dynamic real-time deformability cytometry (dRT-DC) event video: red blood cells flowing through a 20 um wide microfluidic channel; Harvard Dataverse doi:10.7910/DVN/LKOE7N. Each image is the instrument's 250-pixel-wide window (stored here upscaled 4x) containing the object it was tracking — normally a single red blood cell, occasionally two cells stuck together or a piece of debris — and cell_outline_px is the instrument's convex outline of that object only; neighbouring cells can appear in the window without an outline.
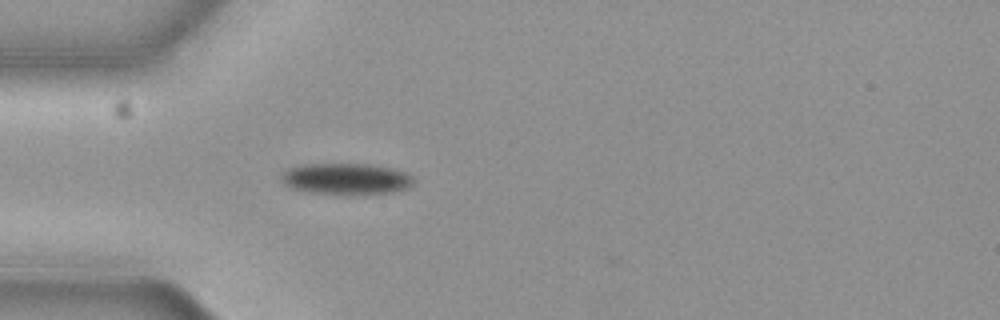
{"species": "common noctule bat (a hibernating species)", "species_latin": "Nyctalus noctula", "temperature_condition": "cold", "stored_images_in_passage": 35, "camera_frame_rate_fps": 3000, "um_per_image_px": 0.085, "animal": {"sex": "female", "body_mass_g": 19.3, "forearm_length_mm": 54.1}, "frame": {"image": 1, "passage_image": 1, "time_ms": 0.0, "image_size_px": [1000, 320], "cell_outline_px": [[412, 184], [408, 188], [392, 192], [364, 196], [348, 196], [308, 192], [292, 188], [284, 184], [280, 180], [280, 176], [288, 168], [304, 164], [368, 164], [392, 168], [404, 172], [412, 176]], "centroid_in_image_um": [29.41, 15.24], "position_along_channel_um": 55.6, "area_um2": 24.74}}
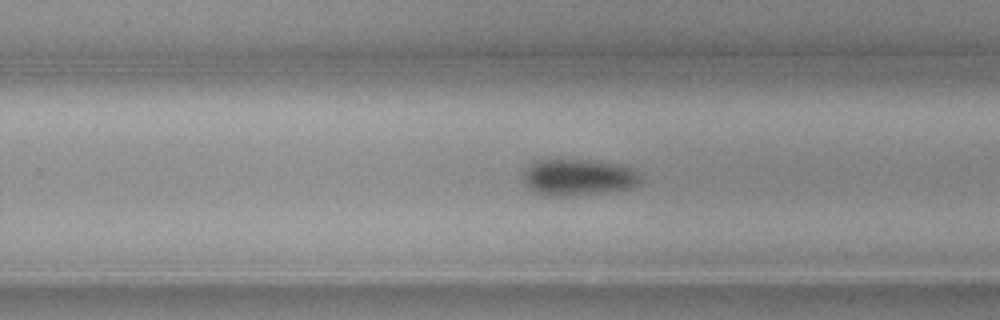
{"frame": {"image": 2, "passage_image": 20, "time_ms": 6.333, "image_size_px": [1000, 320], "cell_outline_px": [[640, 184], [632, 188], [608, 192], [576, 196], [544, 196], [528, 188], [524, 180], [524, 168], [536, 160], [588, 160], [612, 164], [628, 168], [636, 172], [640, 180]], "centroid_in_image_um": [49.1, 15.1], "position_along_channel_um": 280.7, "area_um2": 24.85}}
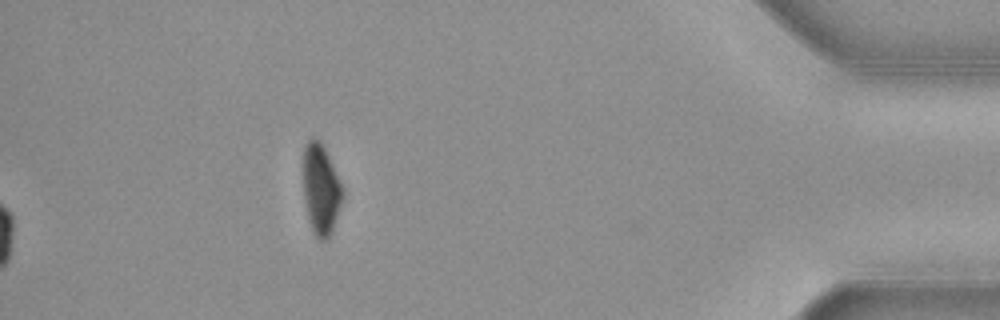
{"frame": {"image": 3, "passage_image": 35, "time_ms": 11.333, "image_size_px": [1000, 320], "cell_outline_px": [[344, 196], [332, 232], [328, 240], [320, 240], [316, 236], [312, 228], [308, 216], [304, 200], [304, 148], [308, 140], [312, 136], [316, 136], [320, 140], [344, 188]], "centroid_in_image_um": [27.3, 16.09], "position_along_channel_um": 407.9, "area_um2": 20.75}, "authors_computed_cell_mechanics": {"area_um2": 25.143, "velocity_mm_per_s": 3.6699, "shape_relaxation_time_tau1_ms": 5.7829, "shape_relaxation_time_tau2_ms": null, "deformation_change_tau1": 0.1587, "deformation_change_tau2": null}}